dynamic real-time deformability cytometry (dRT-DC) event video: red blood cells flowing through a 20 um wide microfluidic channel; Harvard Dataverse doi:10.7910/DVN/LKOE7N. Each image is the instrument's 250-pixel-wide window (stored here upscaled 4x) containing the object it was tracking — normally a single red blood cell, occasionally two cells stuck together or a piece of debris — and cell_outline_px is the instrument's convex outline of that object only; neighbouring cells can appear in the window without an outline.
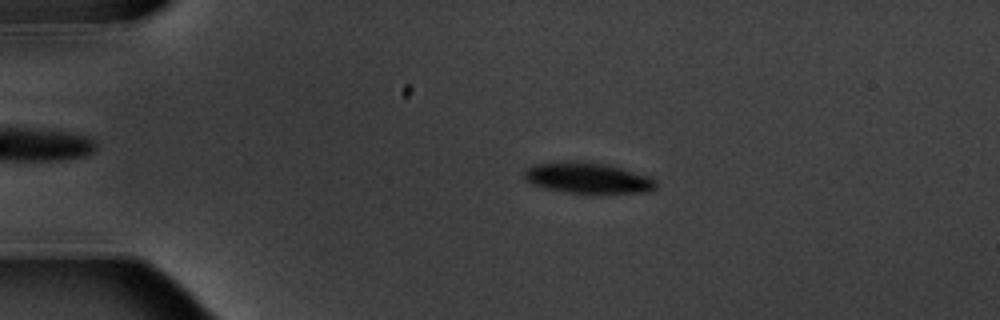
{"species": "common noctule bat (a hibernating species)", "species_latin": "Nyctalus noctula", "temperature_condition": "warm", "stored_images_in_passage": 6, "camera_frame_rate_fps": 3000, "um_per_image_px": 0.085, "animal": {"sex": "male", "body_mass_g": 20.1, "forearm_length_mm": 53.5}, "frame": {"image": 1, "passage_image": 3, "time_ms": 2.333, "image_size_px": [1000, 320], "cell_outline_px": [[656, 188], [648, 192], [564, 192], [544, 188], [532, 184], [524, 176], [524, 172], [528, 168], [536, 164], [576, 160], [588, 160], [608, 164], [652, 176], [656, 180]], "centroid_in_image_um": [50.0, 15.09], "position_along_channel_um": 35.0, "area_um2": 23.7}}
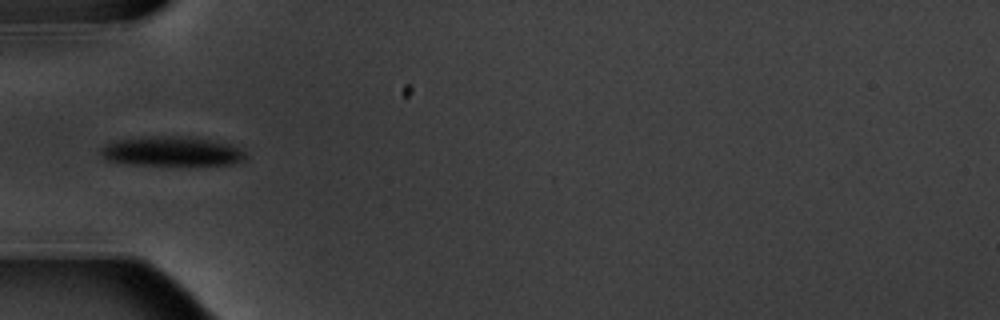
{"frame": {"image": 2, "passage_image": 5, "time_ms": 4.667, "image_size_px": [1000, 320], "cell_outline_px": [[248, 156], [232, 164], [132, 164], [108, 160], [100, 152], [100, 148], [104, 144], [116, 140], [152, 136], [172, 136], [208, 140], [232, 144], [244, 152]], "centroid_in_image_um": [14.56, 12.85], "position_along_channel_um": 70.4, "area_um2": 24.22}}